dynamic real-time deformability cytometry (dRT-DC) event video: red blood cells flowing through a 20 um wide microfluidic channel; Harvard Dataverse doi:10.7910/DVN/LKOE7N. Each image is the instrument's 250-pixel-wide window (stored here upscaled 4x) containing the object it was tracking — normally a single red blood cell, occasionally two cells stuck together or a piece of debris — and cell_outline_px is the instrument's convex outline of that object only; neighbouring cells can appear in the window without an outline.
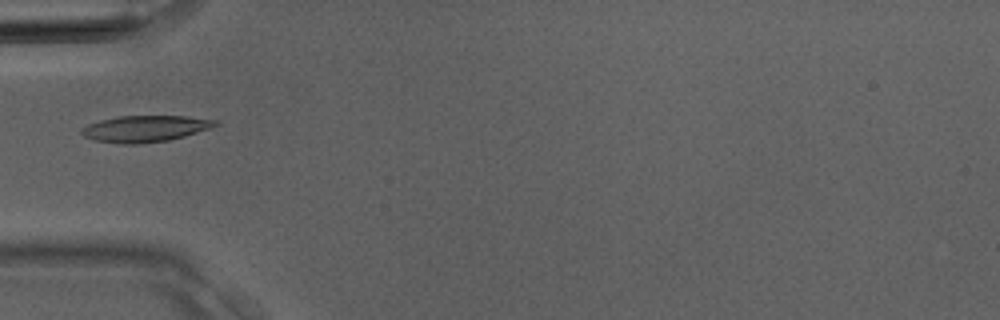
{"species": "Egyptian fruit bat (a non-hibernating species)", "species_latin": "Rousettus aegyptiacus", "temperature_condition": "room temperature", "stored_images_in_passage": 36, "camera_frame_rate_fps": 3000, "um_per_image_px": 0.085, "animal": {"sex": "male"}, "frame": {"image": 1, "passage_image": 12, "time_ms": 3.667, "image_size_px": [1000, 320], "cell_outline_px": [[220, 124], [212, 128], [184, 136], [168, 140], [136, 144], [124, 144], [96, 140], [84, 136], [80, 132], [80, 128], [88, 124], [100, 120], [116, 116], [184, 116], [220, 120]], "centroid_in_image_um": [12.36, 10.92], "position_along_channel_um": 72.6, "area_um2": 20.63}}
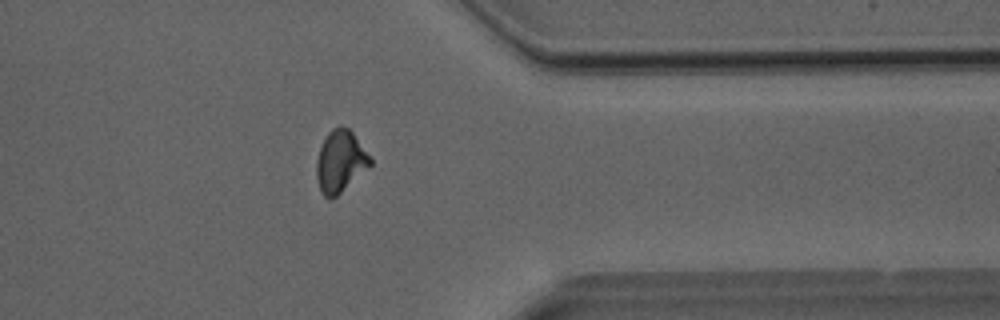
{"frame": {"image": 2, "passage_image": 29, "time_ms": 9.333, "image_size_px": [1000, 320], "cell_outline_px": [[372, 164], [332, 200], [324, 196], [320, 192], [316, 176], [316, 160], [320, 148], [328, 132], [332, 128], [348, 128], [352, 132], [372, 160]], "centroid_in_image_um": [28.89, 13.76], "position_along_channel_um": 382.5, "area_um2": 19.02}}
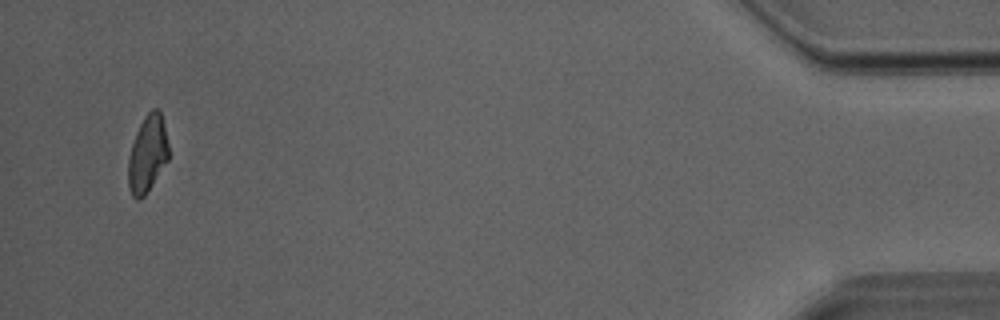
{"frame": {"image": 3, "passage_image": 35, "time_ms": 11.333, "image_size_px": [1000, 320], "cell_outline_px": [[168, 160], [144, 196], [140, 200], [136, 200], [132, 196], [128, 188], [128, 160], [132, 144], [136, 132], [144, 116], [152, 108], [156, 108], [160, 112], [164, 124], [168, 144]], "centroid_in_image_um": [12.52, 13.1], "position_along_channel_um": 422.7, "area_um2": 18.03}}